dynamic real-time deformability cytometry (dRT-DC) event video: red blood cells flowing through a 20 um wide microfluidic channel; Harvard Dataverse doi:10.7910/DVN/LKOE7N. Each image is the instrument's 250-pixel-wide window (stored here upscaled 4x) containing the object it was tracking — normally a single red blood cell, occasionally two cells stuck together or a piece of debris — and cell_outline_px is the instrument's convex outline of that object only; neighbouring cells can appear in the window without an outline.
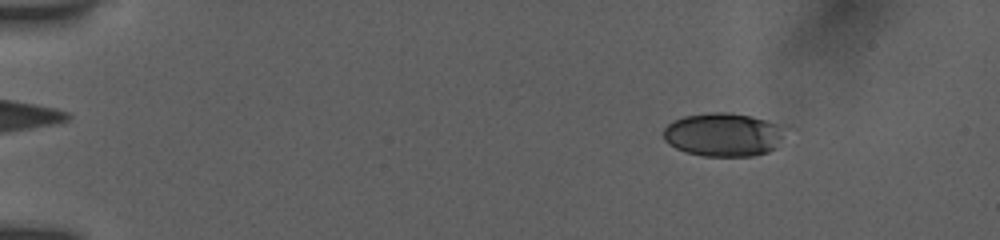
{"species": "human", "species_latin": "Homo sapiens", "temperature_condition": "room temperature", "stored_images_in_passage": 50, "camera_frame_rate_fps": 3000, "um_per_image_px": 0.085, "donor": {"sex": "female"}, "frame": {"image": 1, "passage_image": 4, "time_ms": 1.0, "image_size_px": [1000, 240], "cell_outline_px": [[780, 136], [776, 148], [768, 152], [752, 156], [704, 156], [684, 152], [668, 144], [664, 140], [664, 128], [672, 120], [684, 116], [708, 112], [728, 112], [752, 116], [776, 124]], "centroid_in_image_um": [61.37, 11.45], "position_along_channel_um": 23.6, "area_um2": 30.46}}
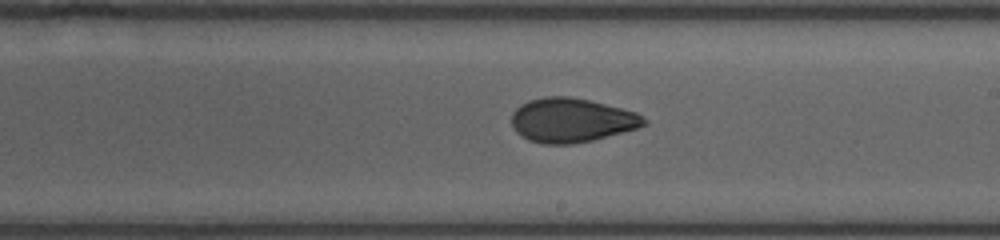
{"frame": {"image": 2, "passage_image": 29, "time_ms": 9.333, "image_size_px": [1000, 240], "cell_outline_px": [[648, 124], [636, 128], [592, 140], [572, 144], [544, 144], [528, 140], [520, 136], [516, 132], [512, 124], [512, 112], [520, 104], [528, 100], [544, 96], [568, 96], [588, 100], [636, 112], [648, 120]], "centroid_in_image_um": [48.54, 10.21], "position_along_channel_um": 240.5, "area_um2": 34.04}}
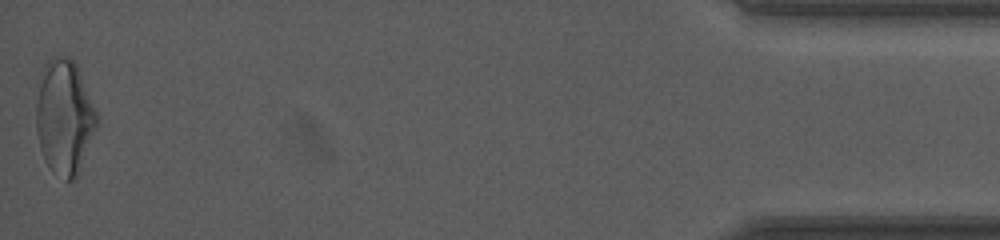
{"frame": {"image": 3, "passage_image": 50, "time_ms": 16.333, "image_size_px": [1000, 240], "cell_outline_px": [[96, 124], [76, 176], [72, 180], [64, 180], [52, 172], [44, 160], [40, 148], [36, 132], [36, 104], [40, 72], [44, 64], [52, 56], [72, 56], [80, 72], [96, 108]], "centroid_in_image_um": [5.42, 9.88], "position_along_channel_um": 429.8, "area_um2": 40.4}, "authors_computed_cell_mechanics": {"area_um2": 33.9286, "velocity_mm_per_s": 3.8933, "shape_relaxation_time_tau1_ms": 5.8683, "shape_relaxation_time_tau2_ms": 1.6633, "deformation_change_tau1": 0.1646, "deformation_change_tau2": 0.071}}